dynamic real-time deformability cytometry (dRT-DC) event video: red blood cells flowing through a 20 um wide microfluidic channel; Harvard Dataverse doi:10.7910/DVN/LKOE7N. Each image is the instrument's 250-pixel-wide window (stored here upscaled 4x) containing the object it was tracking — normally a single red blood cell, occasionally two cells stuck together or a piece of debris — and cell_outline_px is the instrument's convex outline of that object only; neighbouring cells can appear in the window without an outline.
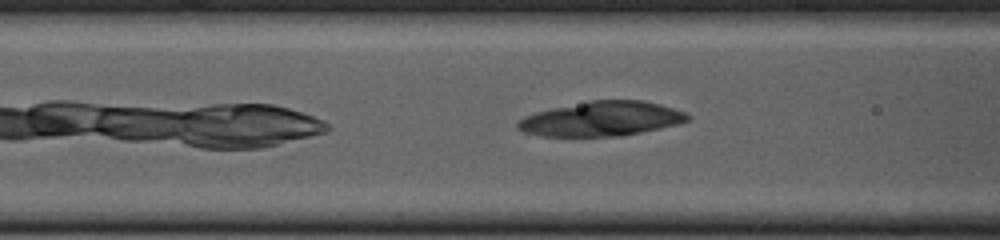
{"species": "common noctule bat (a hibernating species)", "species_latin": "Nyctalus noctula", "temperature_condition": "cold", "stored_images_in_passage": 30, "camera_frame_rate_fps": 3000, "um_per_image_px": 0.085, "animal": {"sex": "female", "body_mass_g": 23.0, "forearm_length_mm": 53.4}, "frame": {"image": 1, "passage_image": 6, "time_ms": 1.667, "image_size_px": [1000, 240], "cell_outline_px": [[692, 116], [688, 120], [676, 124], [660, 128], [620, 136], [544, 136], [524, 132], [516, 128], [516, 120], [524, 116], [536, 112], [552, 108], [592, 100], [644, 100], [660, 104], [688, 112]], "centroid_in_image_um": [51.13, 10.09], "position_along_channel_um": 115.5, "area_um2": 34.28}}
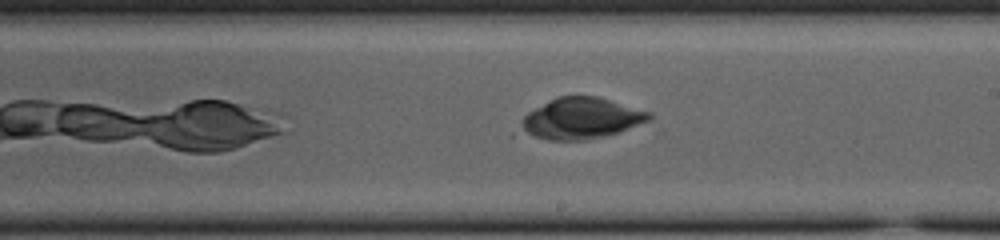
{"frame": {"image": 2, "passage_image": 16, "time_ms": 5.0, "image_size_px": [1000, 240], "cell_outline_px": [[652, 116], [648, 120], [616, 132], [584, 140], [548, 140], [520, 132], [520, 120], [528, 112], [556, 96], [596, 96], [652, 112]], "centroid_in_image_um": [49.33, 10.05], "position_along_channel_um": 239.7, "area_um2": 30.35}}
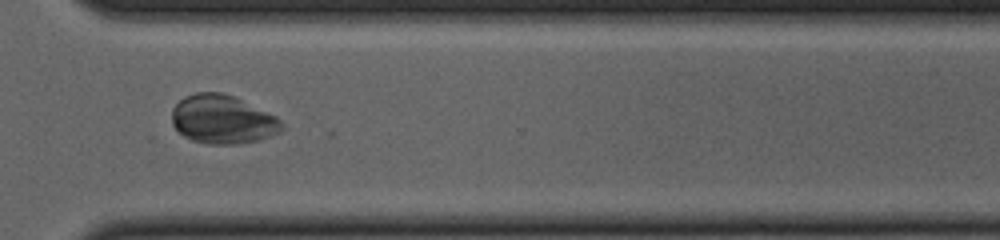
{"frame": {"image": 3, "passage_image": 25, "time_ms": 8.0, "image_size_px": [1000, 240], "cell_outline_px": [[284, 128], [280, 132], [256, 140], [236, 144], [208, 144], [192, 140], [184, 136], [172, 124], [172, 108], [184, 96], [196, 92], [224, 92], [236, 96], [276, 116], [284, 124]], "centroid_in_image_um": [18.92, 10.13], "position_along_channel_um": 351.7, "area_um2": 31.33}}